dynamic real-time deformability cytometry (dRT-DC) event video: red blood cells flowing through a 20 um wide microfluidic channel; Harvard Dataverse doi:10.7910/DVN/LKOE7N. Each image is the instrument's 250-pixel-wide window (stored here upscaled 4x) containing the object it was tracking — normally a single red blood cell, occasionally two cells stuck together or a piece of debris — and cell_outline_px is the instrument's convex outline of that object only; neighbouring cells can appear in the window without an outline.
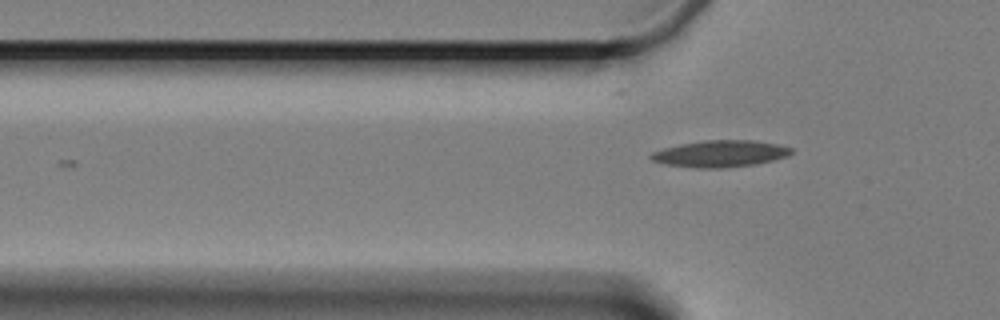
{"species": "Egyptian fruit bat (a non-hibernating species)", "species_latin": "Rousettus aegyptiacus", "temperature_condition": "cold", "stored_images_in_passage": 6, "camera_frame_rate_fps": 3000, "um_per_image_px": 0.085, "animal": {"sex": "female"}, "frame": {"image": 1, "passage_image": 6, "time_ms": 5.667, "image_size_px": [1000, 320], "cell_outline_px": [[792, 152], [788, 156], [772, 160], [752, 164], [720, 168], [696, 168], [668, 164], [652, 160], [648, 156], [652, 152], [664, 148], [680, 144], [704, 140], [752, 140], [776, 144], [792, 148]], "centroid_in_image_um": [61.2, 13.05], "position_along_channel_um": 64.6, "area_um2": 21.5}}